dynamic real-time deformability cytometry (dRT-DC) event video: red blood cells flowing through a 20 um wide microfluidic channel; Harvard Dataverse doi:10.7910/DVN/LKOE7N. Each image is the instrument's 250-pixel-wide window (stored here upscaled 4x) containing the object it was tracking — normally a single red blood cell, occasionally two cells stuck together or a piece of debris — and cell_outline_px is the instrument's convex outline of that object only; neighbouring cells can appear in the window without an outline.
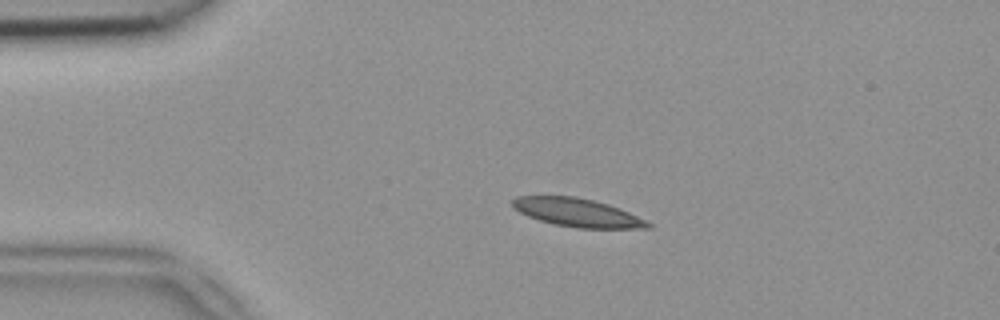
{"species": "common noctule bat (a hibernating species)", "species_latin": "Nyctalus noctula", "temperature_condition": "room temperature", "stored_images_in_passage": 40, "camera_frame_rate_fps": 3000, "um_per_image_px": 0.085, "animal": {"sex": "female", "body_mass_g": 18.4}, "frame": {"image": 1, "passage_image": 1, "time_ms": 0.0, "image_size_px": [1000, 320], "cell_outline_px": [[652, 228], [576, 228], [552, 224], [528, 216], [512, 208], [512, 200], [516, 196], [576, 196], [608, 204], [620, 208], [648, 220], [652, 224]], "centroid_in_image_um": [49.09, 18.07], "position_along_channel_um": 35.9, "area_um2": 22.54}}
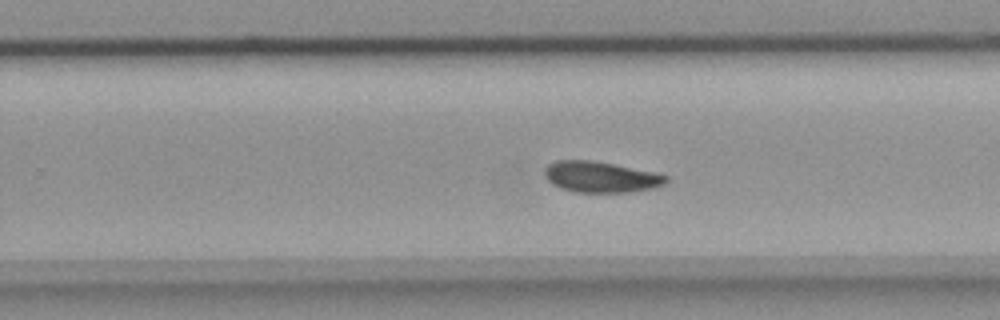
{"frame": {"image": 2, "passage_image": 22, "time_ms": 7.0, "image_size_px": [1000, 320], "cell_outline_px": [[668, 180], [664, 184], [656, 188], [628, 192], [572, 192], [560, 188], [552, 184], [544, 176], [544, 168], [548, 164], [556, 160], [592, 160], [656, 172], [668, 176]], "centroid_in_image_um": [51.06, 15.04], "position_along_channel_um": 278.7, "area_um2": 22.14}}
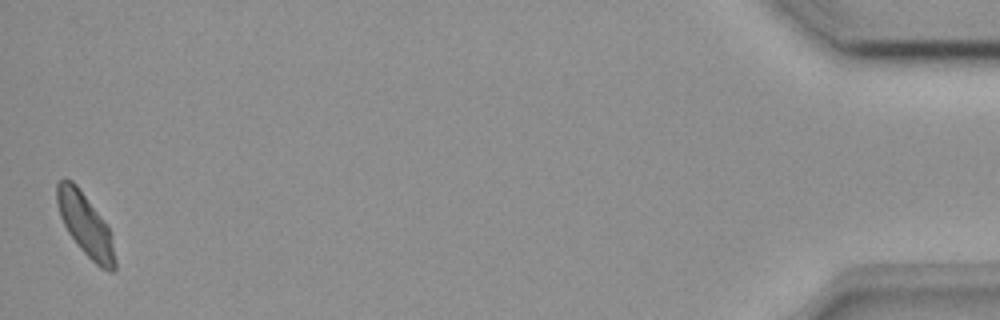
{"frame": {"image": 3, "passage_image": 40, "time_ms": 13.0, "image_size_px": [1000, 320], "cell_outline_px": [[116, 268], [112, 272], [100, 268], [76, 244], [68, 232], [60, 216], [56, 200], [56, 184], [60, 180], [72, 180], [76, 184], [104, 220], [108, 228], [116, 260]], "centroid_in_image_um": [7.25, 19.11], "position_along_channel_um": 428.0, "area_um2": 20.75}}